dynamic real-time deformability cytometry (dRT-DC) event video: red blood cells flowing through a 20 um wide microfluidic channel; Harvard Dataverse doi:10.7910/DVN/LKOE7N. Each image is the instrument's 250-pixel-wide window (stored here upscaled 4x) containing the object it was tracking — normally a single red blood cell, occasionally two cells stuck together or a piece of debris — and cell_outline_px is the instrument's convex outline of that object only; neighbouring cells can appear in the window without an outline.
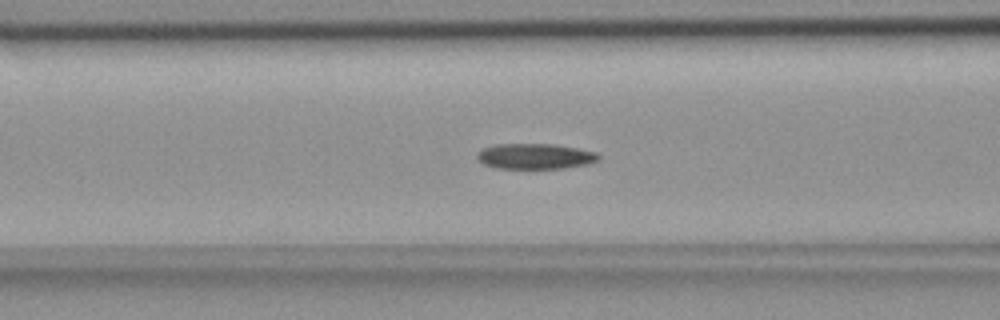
{"species": "common noctule bat (a hibernating species)", "species_latin": "Nyctalus noctula", "temperature_condition": "room temperature", "stored_images_in_passage": 55, "camera_frame_rate_fps": 3000, "um_per_image_px": 0.085, "animal": {"sex": "female", "body_mass_g": 18.4}, "frame": {"image": 1, "passage_image": 22, "time_ms": 7.0, "image_size_px": [1000, 320], "cell_outline_px": [[600, 160], [588, 164], [564, 168], [496, 168], [484, 164], [476, 156], [476, 152], [484, 148], [496, 144], [552, 144], [576, 148], [596, 152], [600, 156]], "centroid_in_image_um": [45.5, 13.28], "position_along_channel_um": 121.1, "area_um2": 17.98}}
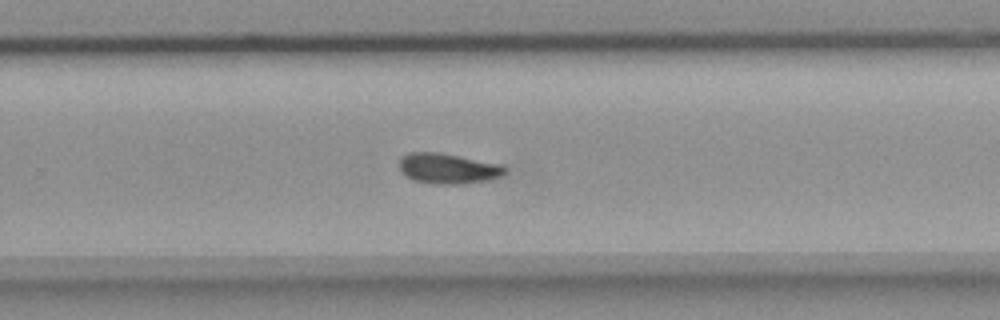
{"frame": {"image": 2, "passage_image": 36, "time_ms": 11.667, "image_size_px": [1000, 320], "cell_outline_px": [[508, 172], [504, 176], [488, 180], [460, 184], [436, 184], [412, 180], [400, 168], [400, 156], [408, 152], [440, 152], [500, 164], [508, 168]], "centroid_in_image_um": [38.13, 14.32], "position_along_channel_um": 291.7, "area_um2": 18.84}}
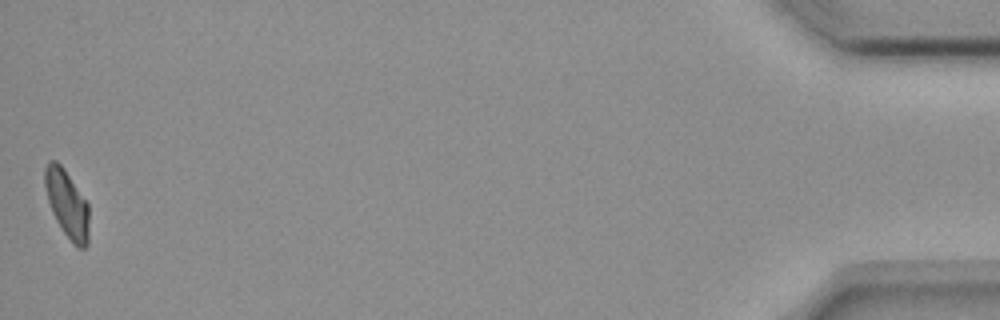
{"frame": {"image": 3, "passage_image": 55, "time_ms": 18.0, "image_size_px": [1000, 320], "cell_outline_px": [[88, 244], [84, 248], [76, 248], [72, 244], [56, 220], [52, 212], [48, 200], [44, 184], [44, 168], [48, 160], [56, 160], [64, 168], [88, 204]], "centroid_in_image_um": [5.68, 17.32], "position_along_channel_um": 429.5, "area_um2": 17.4}, "authors_computed_cell_mechanics": {"area_um2": 18.0336, "velocity_mm_per_s": 3.6579, "shape_relaxation_time_tau1_ms": 7.8267, "shape_relaxation_time_tau2_ms": 9.3605, "deformation_change_tau1": 0.1574, "deformation_change_tau2": 0.16}}